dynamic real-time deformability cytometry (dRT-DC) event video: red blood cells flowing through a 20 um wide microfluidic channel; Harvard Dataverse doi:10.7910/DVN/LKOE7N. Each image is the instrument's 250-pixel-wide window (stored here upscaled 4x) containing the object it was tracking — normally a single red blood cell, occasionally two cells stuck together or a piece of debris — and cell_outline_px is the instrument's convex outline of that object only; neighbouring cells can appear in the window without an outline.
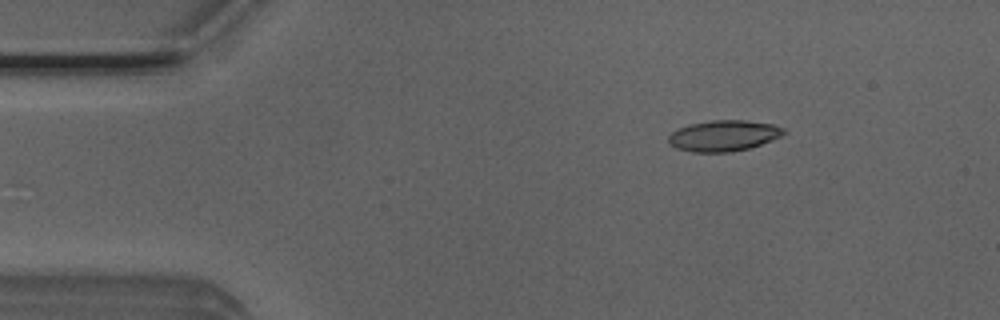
{"species": "Egyptian fruit bat (a non-hibernating species)", "species_latin": "Rousettus aegyptiacus", "temperature_condition": "room temperature", "stored_images_in_passage": 4, "camera_frame_rate_fps": 3000, "um_per_image_px": 0.085, "animal": {"sex": "male"}, "frame": {"image": 1, "passage_image": 2, "time_ms": 0.333, "image_size_px": [1000, 320], "cell_outline_px": [[788, 132], [772, 140], [748, 148], [728, 152], [692, 152], [676, 148], [668, 144], [668, 136], [672, 132], [688, 124], [712, 120], [744, 120], [772, 124], [784, 128]], "centroid_in_image_um": [61.49, 11.53], "position_along_channel_um": 23.5, "area_um2": 20.75}}